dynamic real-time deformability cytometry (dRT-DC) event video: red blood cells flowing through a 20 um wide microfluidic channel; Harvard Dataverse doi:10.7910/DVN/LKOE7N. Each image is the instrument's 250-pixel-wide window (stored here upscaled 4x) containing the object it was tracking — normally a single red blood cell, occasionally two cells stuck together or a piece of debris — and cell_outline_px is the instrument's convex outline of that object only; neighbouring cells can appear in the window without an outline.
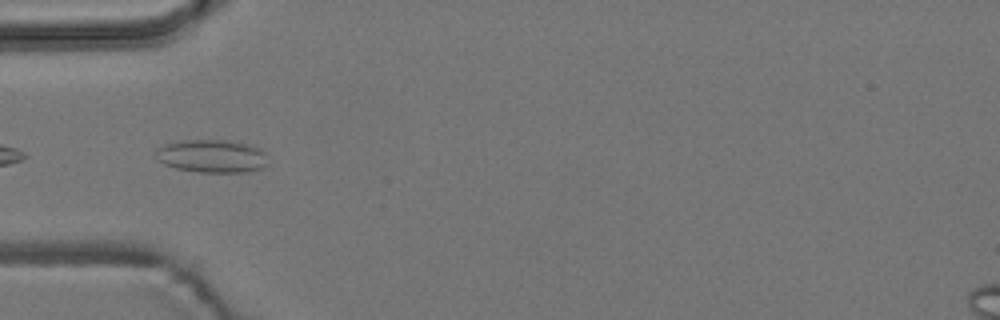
{"species": "common noctule bat (a hibernating species)", "species_latin": "Nyctalus noctula", "temperature_condition": "room temperature", "stored_images_in_passage": 8, "camera_frame_rate_fps": 3000, "um_per_image_px": 0.085, "animal": {"sex": "male", "body_mass_g": 19.2, "forearm_length_mm": 51.8}, "frame": {"image": 1, "passage_image": 4, "time_ms": 1.0, "image_size_px": [1000, 320], "cell_outline_px": [[268, 164], [264, 168], [244, 172], [200, 172], [176, 168], [164, 164], [156, 160], [156, 148], [164, 144], [176, 140], [228, 140], [252, 144], [260, 148], [264, 152]], "centroid_in_image_um": [18.01, 13.25], "position_along_channel_um": 67.0, "area_um2": 21.96}}
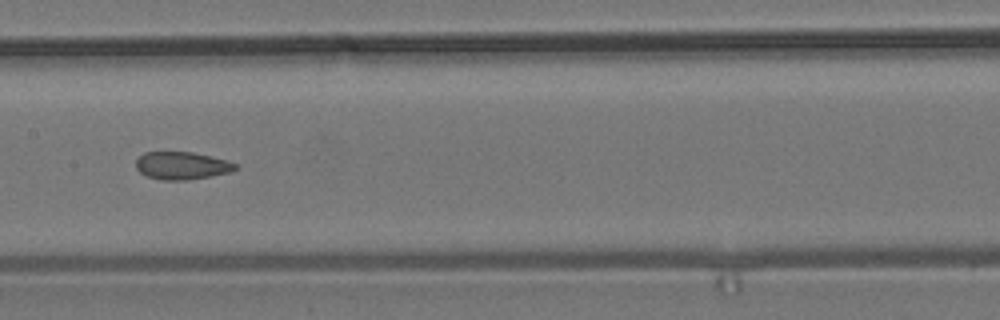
{"frame": {"image": 2, "passage_image": 7, "time_ms": 2.0, "image_size_px": [1000, 320], "cell_outline_px": [[240, 168], [232, 172], [184, 180], [160, 180], [148, 176], [140, 172], [136, 168], [136, 160], [144, 152], [192, 152], [224, 160], [236, 164]], "centroid_in_image_um": [15.45, 14.08], "position_along_channel_um": 192.0, "area_um2": 15.84}}
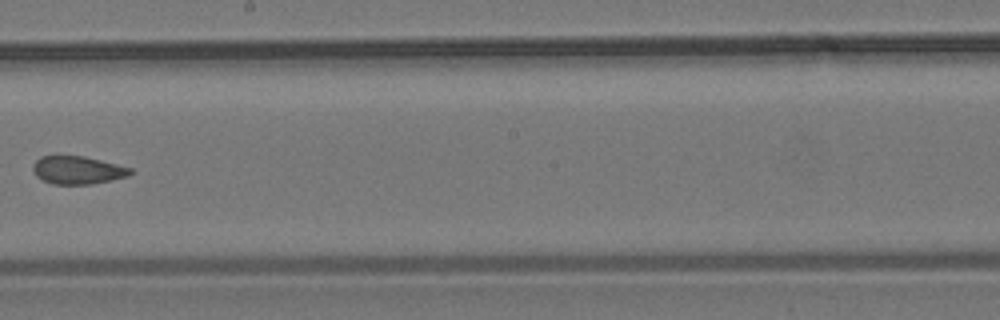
{"frame": {"image": 3, "passage_image": 8, "time_ms": 2.333, "image_size_px": [1000, 320], "cell_outline_px": [[132, 172], [128, 176], [92, 184], [52, 184], [36, 176], [32, 168], [32, 164], [40, 156], [84, 156], [132, 168]], "centroid_in_image_um": [6.57, 14.46], "position_along_channel_um": 241.6, "area_um2": 15.78}}